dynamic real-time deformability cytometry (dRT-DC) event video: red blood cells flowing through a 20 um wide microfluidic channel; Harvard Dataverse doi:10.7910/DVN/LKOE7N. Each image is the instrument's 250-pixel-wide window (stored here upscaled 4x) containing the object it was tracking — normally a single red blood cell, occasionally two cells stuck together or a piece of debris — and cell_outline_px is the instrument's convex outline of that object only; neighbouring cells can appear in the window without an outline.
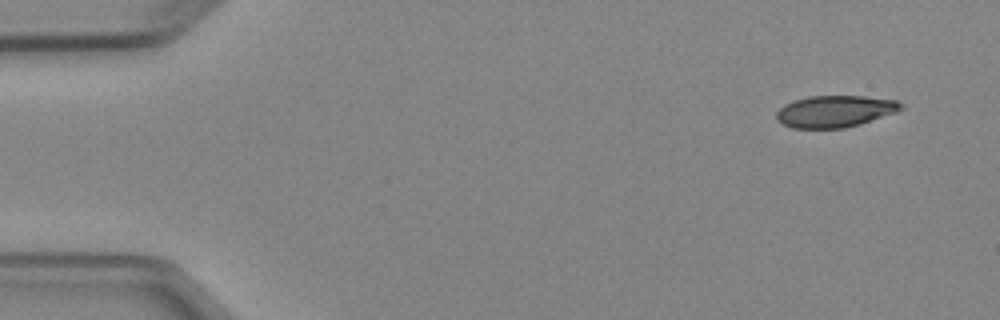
{"species": "Egyptian fruit bat (a non-hibernating species)", "species_latin": "Rousettus aegyptiacus", "temperature_condition": "cold", "stored_images_in_passage": 5, "camera_frame_rate_fps": 3000, "um_per_image_px": 0.085, "animal": {"sex": "female"}, "frame": {"image": 1, "passage_image": 1, "time_ms": 0.0, "image_size_px": [1000, 320], "cell_outline_px": [[904, 108], [896, 112], [860, 124], [844, 128], [792, 128], [776, 120], [776, 112], [784, 104], [808, 96], [864, 96], [896, 100], [904, 104]], "centroid_in_image_um": [70.98, 9.46], "position_along_channel_um": 14.0, "area_um2": 23.06}}
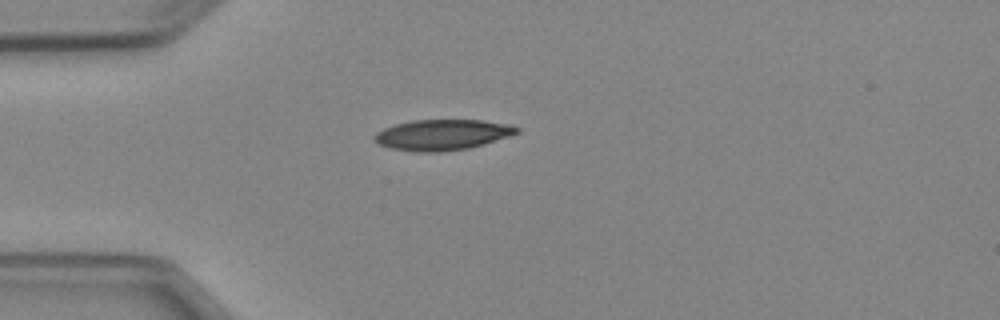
{"frame": {"image": 2, "passage_image": 4, "time_ms": 3.333, "image_size_px": [1000, 320], "cell_outline_px": [[520, 132], [512, 136], [484, 144], [468, 148], [444, 152], [416, 152], [388, 148], [380, 144], [376, 140], [376, 132], [384, 128], [396, 124], [412, 120], [480, 120], [508, 124], [520, 128]], "centroid_in_image_um": [37.64, 11.46], "position_along_channel_um": 47.4, "area_um2": 25.49}}